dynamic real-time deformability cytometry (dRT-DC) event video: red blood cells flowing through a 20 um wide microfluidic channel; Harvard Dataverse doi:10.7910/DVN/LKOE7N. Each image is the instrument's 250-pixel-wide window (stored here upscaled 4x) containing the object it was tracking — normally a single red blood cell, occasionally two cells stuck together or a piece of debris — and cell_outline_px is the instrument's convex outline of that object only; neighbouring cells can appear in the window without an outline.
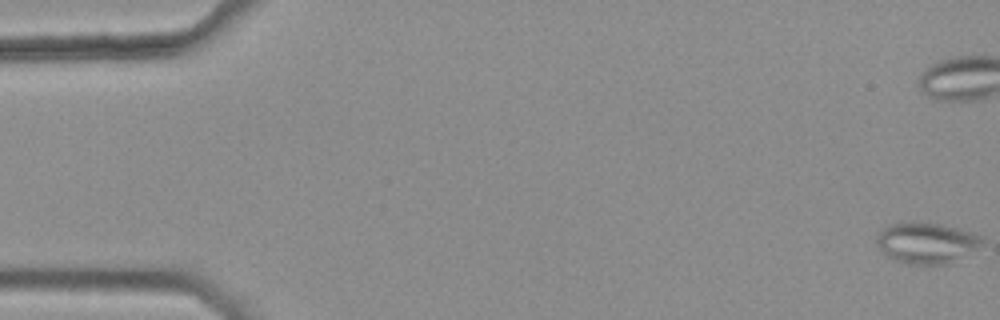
{"species": "common noctule bat (a hibernating species)", "species_latin": "Nyctalus noctula", "temperature_condition": "warm", "stored_images_in_passage": 16, "camera_frame_rate_fps": 3000, "um_per_image_px": 0.085, "animal": {"sex": "female", "body_mass_g": 25.1}, "frame": {"image": 1, "passage_image": 1, "time_ms": 0.0, "image_size_px": [1000, 320], "cell_outline_px": [[984, 240], [948, 264], [908, 264], [892, 260], [876, 244], [876, 236], [880, 228], [892, 224], [912, 220], [940, 224], [960, 228], [980, 236]], "centroid_in_image_um": [78.63, 20.61], "position_along_channel_um": 6.4, "area_um2": 24.91}}